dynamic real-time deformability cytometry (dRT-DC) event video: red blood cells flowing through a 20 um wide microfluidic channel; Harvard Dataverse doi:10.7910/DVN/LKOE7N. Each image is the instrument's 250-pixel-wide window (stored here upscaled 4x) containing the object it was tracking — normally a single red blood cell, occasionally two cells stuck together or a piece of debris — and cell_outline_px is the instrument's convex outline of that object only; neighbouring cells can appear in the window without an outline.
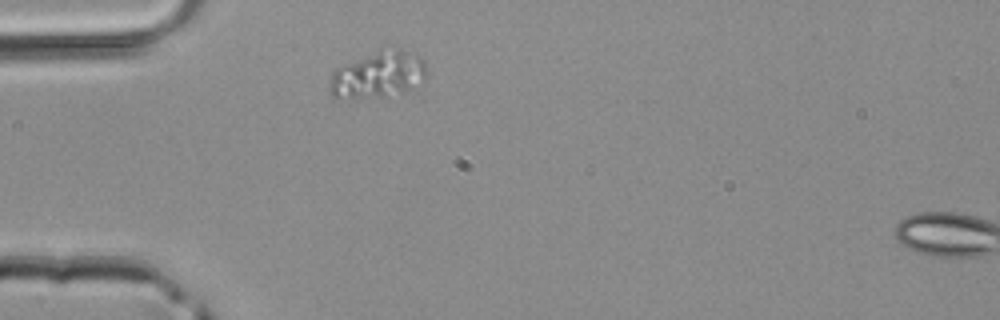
{"species": "common noctule bat (a hibernating species)", "species_latin": "Nyctalus noctula", "temperature_condition": "room temperature", "stored_images_in_passage": 2, "segment_of_instrument_passage": [1, 2], "camera_frame_rate_fps": 3000, "um_per_image_px": 0.085, "animal": {"sex": "male", "body_mass_g": 20.4}, "frame": {"image": 1, "passage_image": 1, "time_ms": 0.0, "image_size_px": [1000, 320], "cell_outline_px": [[428, 76], [424, 80], [404, 92], [384, 96], [356, 100], [332, 96], [328, 92], [328, 84], [332, 72], [336, 68], [384, 44], [416, 52], [424, 60], [428, 68]], "centroid_in_image_um": [32.15, 6.29], "position_along_channel_um": 52.8, "area_um2": 27.92}}